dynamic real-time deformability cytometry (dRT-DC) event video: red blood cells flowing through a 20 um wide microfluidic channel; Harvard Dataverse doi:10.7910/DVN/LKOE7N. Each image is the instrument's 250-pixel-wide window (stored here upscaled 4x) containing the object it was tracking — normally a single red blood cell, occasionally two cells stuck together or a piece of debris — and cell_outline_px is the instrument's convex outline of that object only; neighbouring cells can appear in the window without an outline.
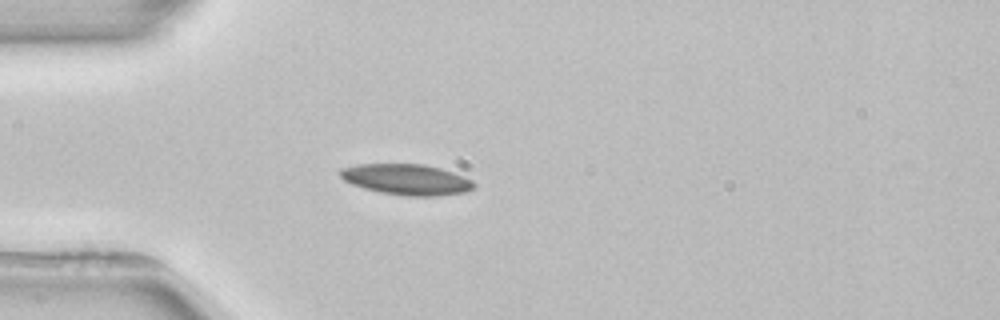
{"species": "common noctule bat (a hibernating species)", "species_latin": "Nyctalus noctula", "temperature_condition": "room temperature", "stored_images_in_passage": 2, "camera_frame_rate_fps": 3000, "um_per_image_px": 0.085, "animal": {"sex": "female", "body_mass_g": 22.7, "forearm_length_mm": 54.2}, "frame": {"image": 1, "passage_image": 2, "time_ms": 1.333, "image_size_px": [1000, 320], "cell_outline_px": [[476, 188], [468, 192], [440, 196], [404, 196], [380, 192], [364, 188], [352, 184], [344, 180], [340, 176], [340, 168], [356, 164], [424, 164], [440, 168], [464, 176], [472, 180], [476, 184]], "centroid_in_image_um": [34.6, 15.26], "position_along_channel_um": 50.4, "area_um2": 24.28}}